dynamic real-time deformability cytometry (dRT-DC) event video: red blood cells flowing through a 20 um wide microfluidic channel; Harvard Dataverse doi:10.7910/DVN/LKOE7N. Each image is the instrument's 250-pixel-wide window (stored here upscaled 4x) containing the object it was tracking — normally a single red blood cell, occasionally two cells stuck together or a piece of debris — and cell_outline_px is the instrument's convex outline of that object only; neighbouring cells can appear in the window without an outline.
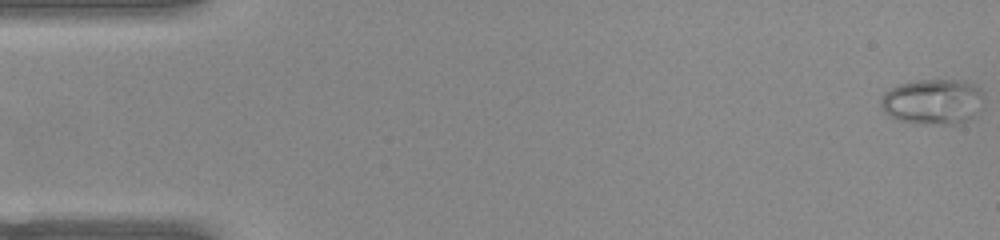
{"species": "common noctule bat (a hibernating species)", "species_latin": "Nyctalus noctula", "temperature_condition": "warm", "stored_images_in_passage": 52, "camera_frame_rate_fps": 3000, "um_per_image_px": 0.085, "animal": {"sex": "female", "body_mass_g": 22.0, "forearm_length_mm": 56.7}, "frame": {"image": 1, "passage_image": 1, "time_ms": 0.0, "image_size_px": [1000, 240], "cell_outline_px": [[980, 92], [968, 120], [952, 124], [908, 124], [888, 116], [884, 112], [880, 104], [880, 100], [884, 92], [888, 88], [900, 84], [916, 80], [964, 80], [972, 84]], "centroid_in_image_um": [79.08, 8.64], "position_along_channel_um": 5.9, "area_um2": 26.59}}
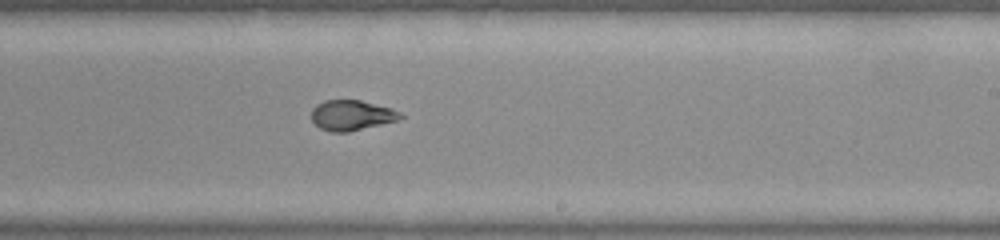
{"frame": {"image": 2, "passage_image": 31, "time_ms": 10.0, "image_size_px": [1000, 240], "cell_outline_px": [[404, 116], [400, 120], [348, 132], [332, 132], [320, 128], [312, 120], [312, 108], [316, 104], [324, 100], [360, 100], [388, 108], [400, 112]], "centroid_in_image_um": [29.88, 9.8], "position_along_channel_um": 259.1, "area_um2": 15.61}}
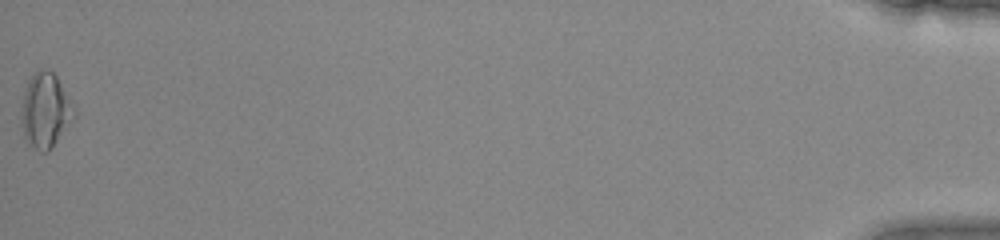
{"frame": {"image": 3, "passage_image": 52, "time_ms": 17.0, "image_size_px": [1000, 240], "cell_outline_px": [[76, 116], [52, 148], [48, 152], [40, 152], [28, 144], [24, 136], [20, 120], [20, 116], [24, 92], [28, 80], [40, 68], [52, 72], [56, 76], [76, 108]], "centroid_in_image_um": [3.86, 9.42], "position_along_channel_um": 431.3, "area_um2": 23.18}, "authors_computed_cell_mechanics": {"area_um2": 16.3574, "velocity_mm_per_s": 3.9598, "shape_relaxation_time_tau1_ms": 9.1673, "shape_relaxation_time_tau2_ms": 1.7118, "deformation_change_tau1": 0.285, "deformation_change_tau2": 0.0379}}